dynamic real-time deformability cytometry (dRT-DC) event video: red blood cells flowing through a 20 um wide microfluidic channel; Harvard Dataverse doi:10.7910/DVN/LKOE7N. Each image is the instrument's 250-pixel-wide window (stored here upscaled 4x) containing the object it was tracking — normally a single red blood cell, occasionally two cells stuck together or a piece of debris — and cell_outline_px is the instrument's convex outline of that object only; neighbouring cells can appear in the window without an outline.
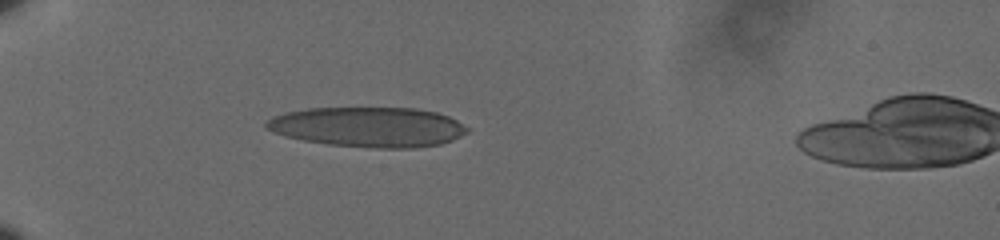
{"species": "human", "species_latin": "Homo sapiens", "temperature_condition": "cold", "stored_images_in_passage": 4, "camera_frame_rate_fps": 3000, "um_per_image_px": 0.085, "donor": {"sex": "male"}, "frame": {"image": 1, "passage_image": 2, "time_ms": 0.333, "image_size_px": [1000, 240], "cell_outline_px": [[468, 132], [452, 140], [440, 144], [412, 148], [376, 148], [328, 144], [304, 140], [288, 136], [264, 128], [264, 124], [272, 116], [288, 112], [308, 108], [416, 108], [436, 112], [448, 116], [456, 120], [468, 128]], "centroid_in_image_um": [31.31, 10.79], "position_along_channel_um": 53.7, "area_um2": 46.53}}
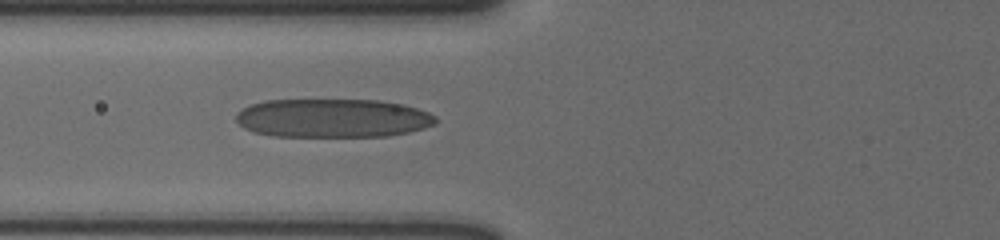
{"frame": {"image": 2, "passage_image": 4, "time_ms": 1.0, "image_size_px": [1000, 240], "cell_outline_px": [[436, 124], [424, 128], [408, 132], [388, 136], [272, 136], [252, 132], [244, 128], [236, 120], [236, 112], [252, 104], [264, 100], [376, 100], [404, 104], [428, 112], [436, 116]], "centroid_in_image_um": [28.27, 10.04], "position_along_channel_um": 97.5, "area_um2": 45.14}}